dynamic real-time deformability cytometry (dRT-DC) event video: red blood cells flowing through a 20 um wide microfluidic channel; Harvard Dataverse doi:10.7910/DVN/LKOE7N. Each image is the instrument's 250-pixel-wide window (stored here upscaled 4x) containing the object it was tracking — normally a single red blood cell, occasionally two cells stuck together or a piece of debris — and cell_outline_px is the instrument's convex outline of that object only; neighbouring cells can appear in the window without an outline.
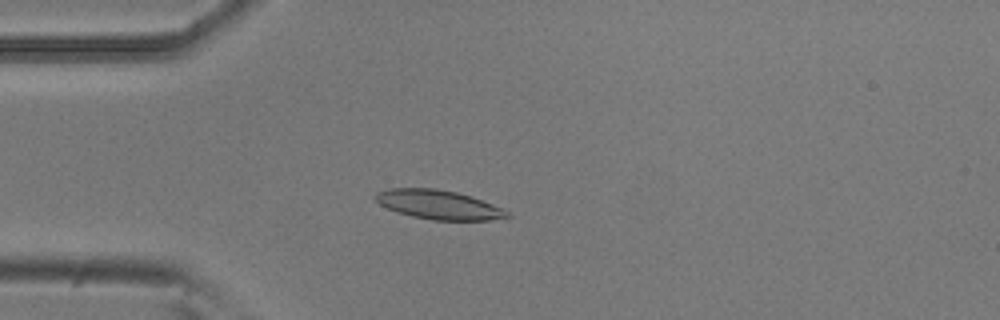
{"species": "common noctule bat (a hibernating species)", "species_latin": "Nyctalus noctula", "temperature_condition": "room temperature", "stored_images_in_passage": 52, "camera_frame_rate_fps": 3000, "um_per_image_px": 0.085, "animal": {"sex": "male", "body_mass_g": 20.5, "forearm_length_mm": 52.5}, "frame": {"image": 1, "passage_image": 13, "time_ms": 4.0, "image_size_px": [1000, 320], "cell_outline_px": [[512, 216], [488, 220], [432, 220], [412, 216], [396, 212], [380, 204], [372, 196], [376, 192], [388, 188], [436, 188], [456, 192], [472, 196], [492, 204], [508, 212]], "centroid_in_image_um": [37.23, 17.39], "position_along_channel_um": 47.8, "area_um2": 22.37}}
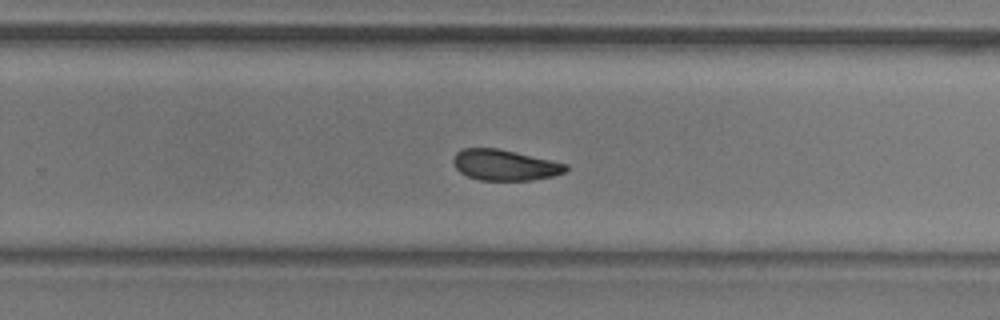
{"frame": {"image": 2, "passage_image": 33, "time_ms": 10.667, "image_size_px": [1000, 320], "cell_outline_px": [[568, 168], [564, 172], [552, 176], [532, 180], [480, 180], [468, 176], [460, 172], [456, 168], [452, 160], [456, 152], [460, 148], [496, 148], [568, 164]], "centroid_in_image_um": [42.87, 14.03], "position_along_channel_um": 286.9, "area_um2": 20.0}}
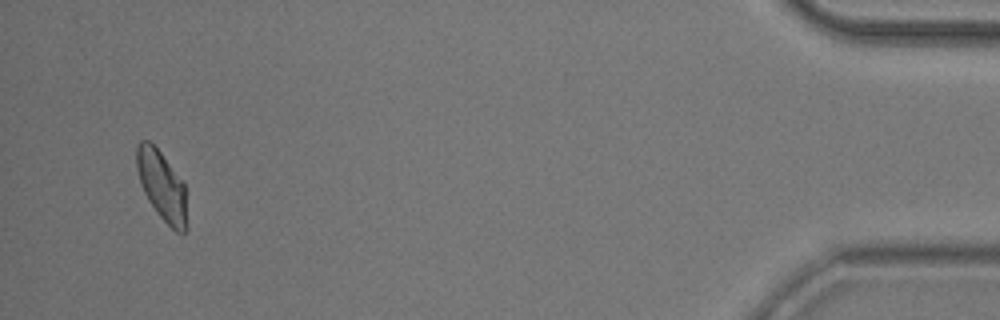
{"frame": {"image": 3, "passage_image": 50, "time_ms": 16.333, "image_size_px": [1000, 320], "cell_outline_px": [[188, 228], [184, 232], [176, 232], [160, 216], [148, 200], [140, 184], [136, 168], [136, 144], [140, 140], [148, 140], [160, 152], [184, 184]], "centroid_in_image_um": [13.74, 15.8], "position_along_channel_um": 421.5, "area_um2": 20.23}, "authors_computed_cell_mechanics": {"area_um2": 21.2704, "velocity_mm_per_s": 3.7843, "shape_relaxation_time_tau1_ms": null, "shape_relaxation_time_tau2_ms": 5.386, "deformation_change_tau1": null, "deformation_change_tau2": 0.1053}}